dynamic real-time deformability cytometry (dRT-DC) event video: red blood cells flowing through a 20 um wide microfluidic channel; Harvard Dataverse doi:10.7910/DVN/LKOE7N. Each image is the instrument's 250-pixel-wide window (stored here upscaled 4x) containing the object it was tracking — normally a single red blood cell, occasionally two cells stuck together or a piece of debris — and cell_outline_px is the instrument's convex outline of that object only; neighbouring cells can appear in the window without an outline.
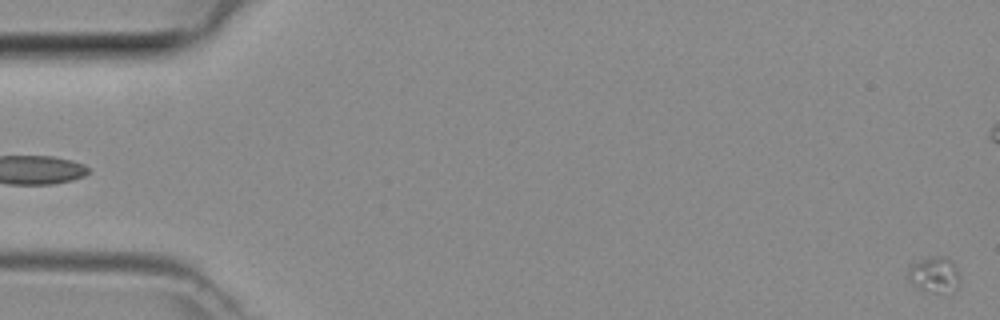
{"species": "common noctule bat (a hibernating species)", "species_latin": "Nyctalus noctula", "temperature_condition": "room temperature", "stored_images_in_passage": 4, "segment_of_instrument_passage": [2, 2], "camera_frame_rate_fps": 3000, "um_per_image_px": 0.085, "animal": {"sex": "female", "body_mass_g": 29.2, "forearm_length_mm": 56.3}, "frame": {"image": 1, "passage_image": 4, "time_ms": 1.0, "image_size_px": [1000, 320], "cell_outline_px": [[960, 288], [940, 292], [920, 292], [908, 280], [908, 264], [916, 260], [932, 256], [944, 256], [952, 260], [960, 272]], "centroid_in_image_um": [79.4, 23.33], "position_along_channel_um": 5.6, "area_um2": 11.44}}